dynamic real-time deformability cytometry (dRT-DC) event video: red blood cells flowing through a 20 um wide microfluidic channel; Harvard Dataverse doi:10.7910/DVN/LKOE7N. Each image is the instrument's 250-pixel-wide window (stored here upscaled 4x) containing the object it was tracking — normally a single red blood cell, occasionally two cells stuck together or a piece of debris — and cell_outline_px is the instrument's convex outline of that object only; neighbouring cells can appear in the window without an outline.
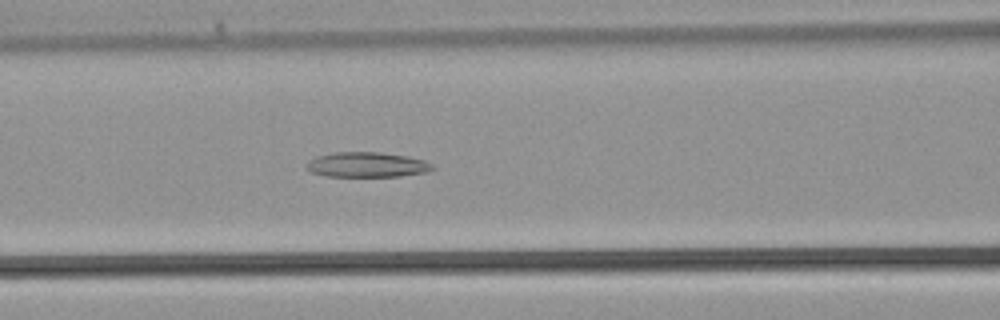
{"species": "common noctule bat (a hibernating species)", "species_latin": "Nyctalus noctula", "temperature_condition": "warm", "stored_images_in_passage": 36, "camera_frame_rate_fps": 3000, "um_per_image_px": 0.085, "animal": {"sex": "male", "body_mass_g": 21.5, "forearm_length_mm": 52.0}, "frame": {"image": 1, "passage_image": 13, "time_ms": 4.0, "image_size_px": [1000, 320], "cell_outline_px": [[436, 168], [428, 172], [400, 176], [324, 176], [312, 172], [308, 168], [308, 164], [316, 156], [336, 152], [380, 152], [408, 156], [424, 160], [432, 164]], "centroid_in_image_um": [31.26, 14.0], "position_along_channel_um": 135.3, "area_um2": 18.26}}
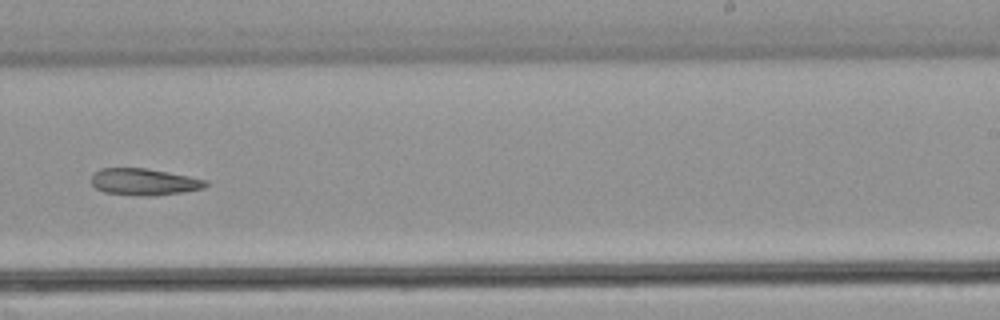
{"frame": {"image": 2, "passage_image": 21, "time_ms": 6.667, "image_size_px": [1000, 320], "cell_outline_px": [[208, 184], [204, 188], [184, 192], [156, 196], [140, 196], [104, 192], [96, 188], [92, 184], [92, 176], [100, 168], [144, 168], [188, 176], [204, 180]], "centroid_in_image_um": [12.23, 15.47], "position_along_channel_um": 276.8, "area_um2": 17.69}}
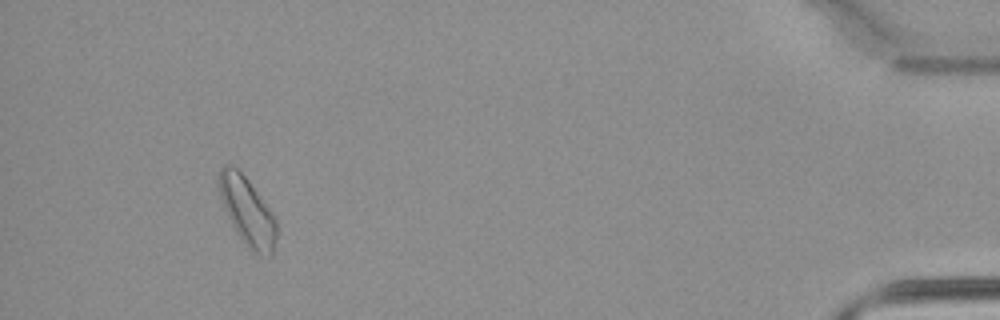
{"frame": {"image": 3, "passage_image": 33, "time_ms": 10.667, "image_size_px": [1000, 320], "cell_outline_px": [[276, 240], [272, 256], [260, 256], [252, 252], [248, 248], [232, 224], [228, 216], [220, 196], [220, 168], [224, 164], [232, 164], [248, 180], [268, 208], [276, 220]], "centroid_in_image_um": [21.04, 18.0], "position_along_channel_um": 414.2, "area_um2": 22.25}}